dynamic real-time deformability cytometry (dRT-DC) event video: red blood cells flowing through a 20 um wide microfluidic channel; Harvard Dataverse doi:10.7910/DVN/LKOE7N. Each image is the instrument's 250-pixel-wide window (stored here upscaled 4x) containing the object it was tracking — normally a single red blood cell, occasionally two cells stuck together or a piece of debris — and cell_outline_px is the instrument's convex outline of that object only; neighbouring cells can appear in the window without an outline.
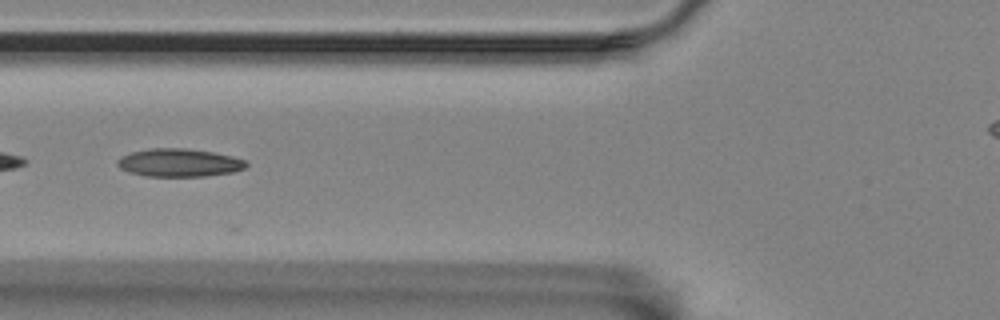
{"species": "Egyptian fruit bat (a non-hibernating species)", "species_latin": "Rousettus aegyptiacus", "temperature_condition": "room temperature", "stored_images_in_passage": 32, "camera_frame_rate_fps": 3000, "um_per_image_px": 0.085, "animal": {"sex": "female"}, "frame": {"image": 1, "passage_image": 10, "time_ms": 3.0, "image_size_px": [1000, 320], "cell_outline_px": [[248, 164], [244, 168], [232, 172], [204, 176], [144, 176], [128, 172], [120, 168], [116, 164], [116, 160], [132, 152], [152, 148], [184, 148], [212, 152], [232, 156], [244, 160]], "centroid_in_image_um": [15.2, 13.83], "position_along_channel_um": 110.6, "area_um2": 20.87}, "authors_computed_cell_mechanics": {"area_um2": 19.7965, "velocity_mm_per_s": 3.516, "shape_relaxation_time_tau1_ms": 3.4168, "shape_relaxation_time_tau2_ms": null, "deformation_change_tau1": 0.1, "deformation_change_tau2": null}}